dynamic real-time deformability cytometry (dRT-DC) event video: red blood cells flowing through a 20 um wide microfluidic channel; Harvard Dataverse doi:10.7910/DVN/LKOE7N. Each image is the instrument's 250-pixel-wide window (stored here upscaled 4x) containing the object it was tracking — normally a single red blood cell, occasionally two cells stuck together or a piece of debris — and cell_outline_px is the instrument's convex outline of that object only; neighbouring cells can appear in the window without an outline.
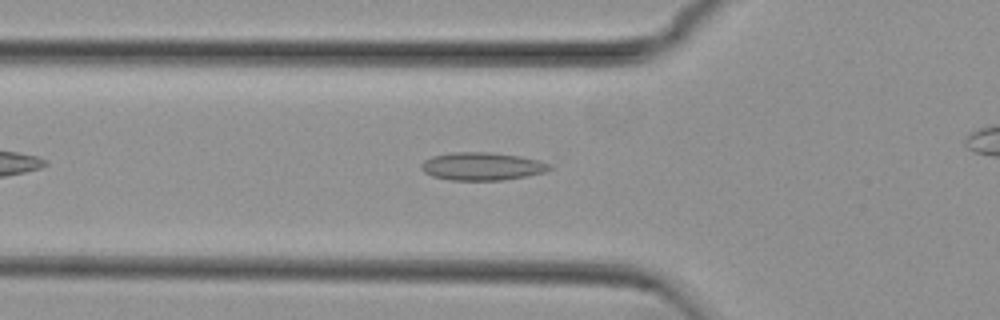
{"species": "common noctule bat (a hibernating species)", "species_latin": "Nyctalus noctula", "temperature_condition": "cold", "stored_images_in_passage": 34, "camera_frame_rate_fps": 3000, "um_per_image_px": 0.085, "animal": {"sex": "female", "body_mass_g": 29.2, "forearm_length_mm": 56.3}, "frame": {"image": 1, "passage_image": 8, "time_ms": 2.333, "image_size_px": [1000, 320], "cell_outline_px": [[552, 168], [544, 172], [528, 176], [504, 180], [452, 180], [432, 176], [424, 172], [420, 168], [420, 164], [424, 160], [432, 156], [452, 152], [488, 152], [520, 156], [540, 160], [552, 164]], "centroid_in_image_um": [40.99, 14.13], "position_along_channel_um": 84.8, "area_um2": 21.04}}
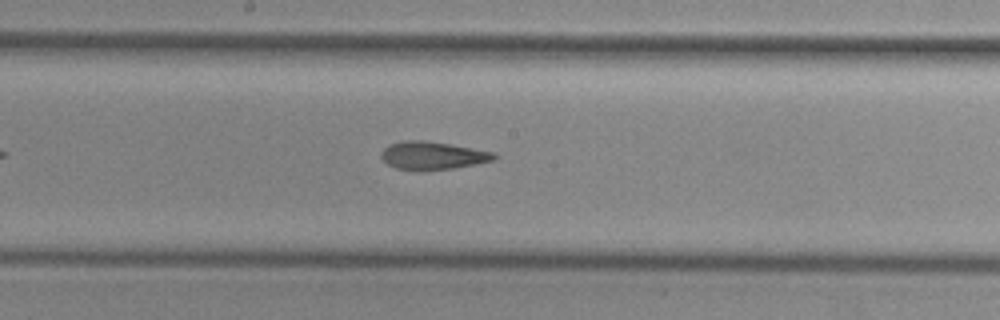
{"frame": {"image": 2, "passage_image": 18, "time_ms": 5.667, "image_size_px": [1000, 320], "cell_outline_px": [[496, 160], [476, 164], [452, 168], [420, 172], [396, 168], [388, 164], [380, 156], [380, 152], [388, 144], [400, 140], [420, 140], [448, 144], [496, 152]], "centroid_in_image_um": [36.74, 13.23], "position_along_channel_um": 211.5, "area_um2": 18.67}}
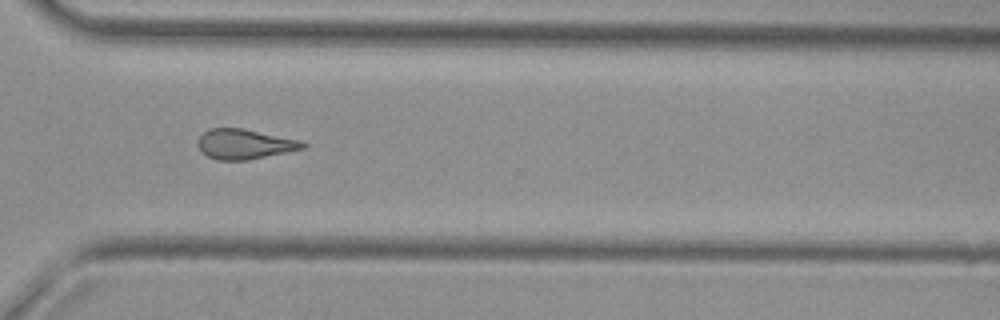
{"frame": {"image": 3, "passage_image": 29, "time_ms": 9.333, "image_size_px": [1000, 320], "cell_outline_px": [[308, 144], [304, 148], [248, 160], [220, 160], [208, 156], [196, 144], [196, 140], [208, 128], [244, 128], [300, 140]], "centroid_in_image_um": [20.78, 12.23], "position_along_channel_um": 349.8, "area_um2": 18.26}}